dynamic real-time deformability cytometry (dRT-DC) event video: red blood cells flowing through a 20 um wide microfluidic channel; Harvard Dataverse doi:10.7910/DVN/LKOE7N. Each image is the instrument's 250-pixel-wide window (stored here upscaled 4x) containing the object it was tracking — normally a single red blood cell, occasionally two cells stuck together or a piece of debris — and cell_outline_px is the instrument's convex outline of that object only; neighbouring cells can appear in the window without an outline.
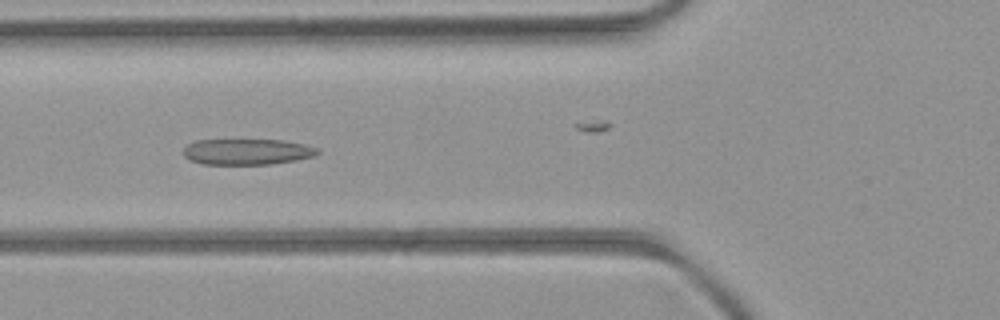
{"species": "common noctule bat (a hibernating species)", "species_latin": "Nyctalus noctula", "temperature_condition": "room temperature", "stored_images_in_passage": 54, "camera_frame_rate_fps": 3000, "um_per_image_px": 0.085, "animal": {"sex": "female", "body_mass_g": 21.9}, "frame": {"image": 1, "passage_image": 20, "time_ms": 6.333, "image_size_px": [1000, 320], "cell_outline_px": [[320, 152], [316, 156], [296, 160], [272, 164], [204, 164], [188, 160], [184, 156], [184, 148], [188, 144], [196, 140], [284, 140], [304, 144], [320, 148]], "centroid_in_image_um": [21.04, 12.9], "position_along_channel_um": 104.8, "area_um2": 20.4}}
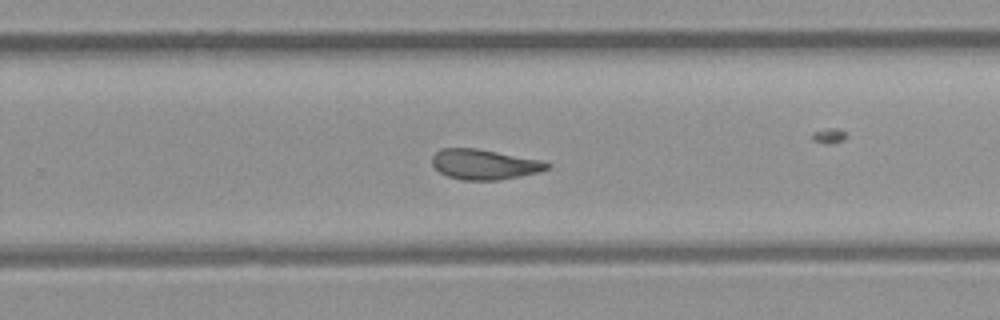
{"frame": {"image": 2, "passage_image": 34, "time_ms": 11.0, "image_size_px": [1000, 320], "cell_outline_px": [[552, 168], [540, 172], [500, 180], [460, 180], [448, 176], [440, 172], [432, 164], [432, 156], [440, 148], [476, 148], [544, 160], [552, 164]], "centroid_in_image_um": [41.23, 13.97], "position_along_channel_um": 288.6, "area_um2": 20.52}}
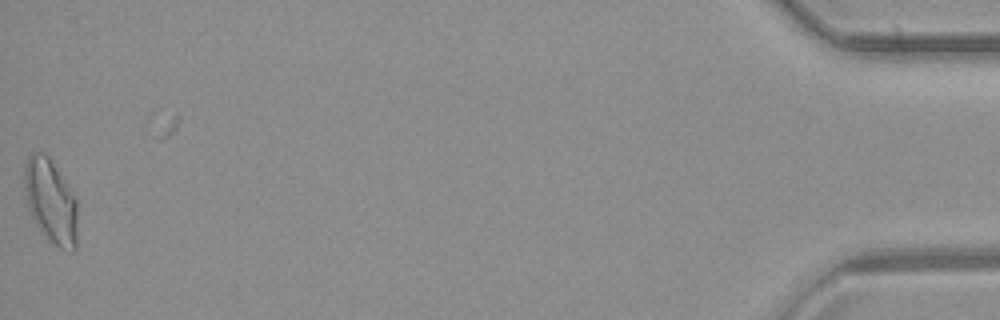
{"frame": {"image": 3, "passage_image": 53, "time_ms": 17.333, "image_size_px": [1000, 320], "cell_outline_px": [[76, 248], [72, 252], [64, 252], [48, 240], [36, 224], [28, 208], [24, 184], [24, 164], [28, 156], [32, 152], [40, 152], [48, 156], [76, 200]], "centroid_in_image_um": [4.29, 17.15], "position_along_channel_um": 430.9, "area_um2": 25.72}, "authors_computed_cell_mechanics": {"area_um2": 21.4438, "velocity_mm_per_s": 3.9385, "shape_relaxation_time_tau1_ms": null, "shape_relaxation_time_tau2_ms": 1.581, "deformation_change_tau1": null, "deformation_change_tau2": 0.0827}}